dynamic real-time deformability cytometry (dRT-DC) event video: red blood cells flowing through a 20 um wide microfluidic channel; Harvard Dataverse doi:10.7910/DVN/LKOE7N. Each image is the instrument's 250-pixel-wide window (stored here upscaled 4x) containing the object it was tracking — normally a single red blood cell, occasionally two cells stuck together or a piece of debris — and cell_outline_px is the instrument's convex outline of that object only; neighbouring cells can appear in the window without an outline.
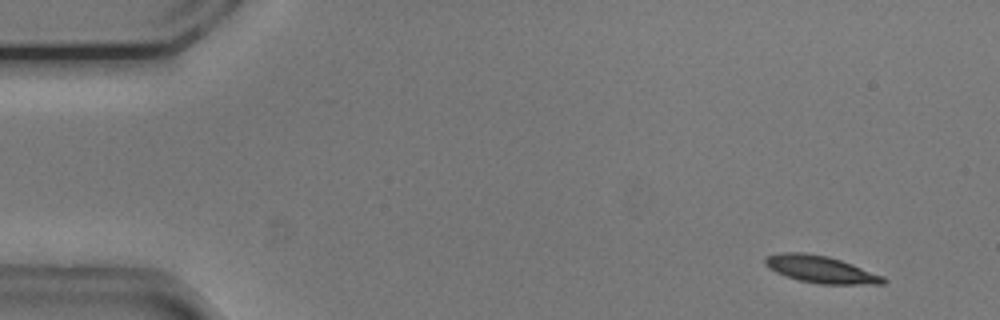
{"species": "common noctule bat (a hibernating species)", "species_latin": "Nyctalus noctula", "temperature_condition": "cold", "stored_images_in_passage": 51, "camera_frame_rate_fps": 3000, "um_per_image_px": 0.085, "animal": {"sex": "male", "body_mass_g": 20.5, "forearm_length_mm": 52.5}, "frame": {"image": 1, "passage_image": 1, "time_ms": 0.0, "image_size_px": [1000, 320], "cell_outline_px": [[888, 280], [884, 284], [820, 284], [800, 280], [776, 272], [768, 268], [764, 264], [764, 260], [768, 256], [784, 252], [804, 252], [828, 256], [852, 264], [884, 276]], "centroid_in_image_um": [69.79, 22.89], "position_along_channel_um": 15.2, "area_um2": 18.55}}
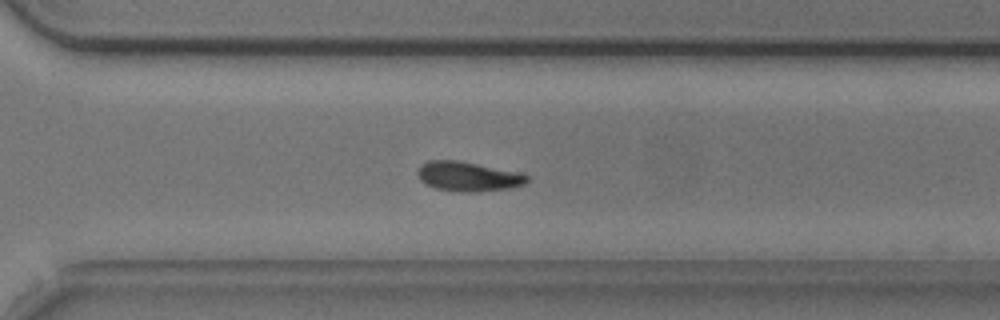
{"frame": {"image": 2, "passage_image": 35, "time_ms": 11.333, "image_size_px": [1000, 320], "cell_outline_px": [[528, 180], [524, 184], [512, 188], [476, 192], [464, 192], [436, 188], [424, 184], [420, 180], [416, 172], [420, 164], [428, 160], [456, 160], [516, 172], [528, 176]], "centroid_in_image_um": [39.72, 15.0], "position_along_channel_um": 330.9, "area_um2": 18.73}}
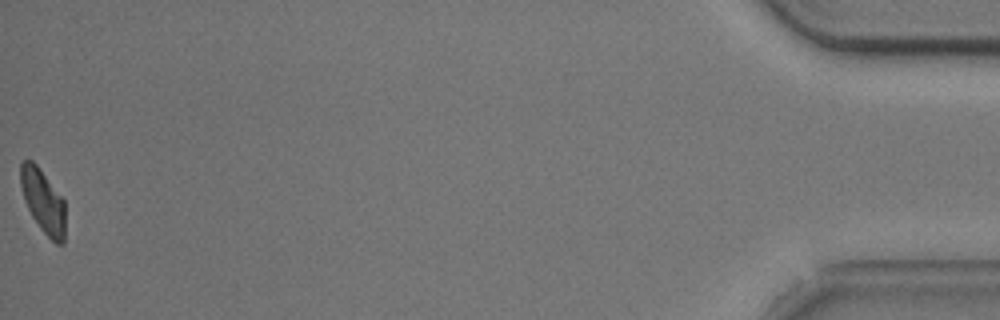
{"frame": {"image": 3, "passage_image": 51, "time_ms": 16.667, "image_size_px": [1000, 320], "cell_outline_px": [[64, 244], [56, 244], [40, 228], [32, 216], [24, 200], [20, 184], [20, 164], [24, 160], [32, 160], [36, 164], [64, 200]], "centroid_in_image_um": [3.64, 17.1], "position_along_channel_um": 431.6, "area_um2": 16.36}, "authors_computed_cell_mechanics": {"area_um2": 18.6116, "velocity_mm_per_s": 3.7329, "shape_relaxation_time_tau1_ms": 2.9893, "shape_relaxation_time_tau2_ms": null, "deformation_change_tau1": 0.1165, "deformation_change_tau2": null}}